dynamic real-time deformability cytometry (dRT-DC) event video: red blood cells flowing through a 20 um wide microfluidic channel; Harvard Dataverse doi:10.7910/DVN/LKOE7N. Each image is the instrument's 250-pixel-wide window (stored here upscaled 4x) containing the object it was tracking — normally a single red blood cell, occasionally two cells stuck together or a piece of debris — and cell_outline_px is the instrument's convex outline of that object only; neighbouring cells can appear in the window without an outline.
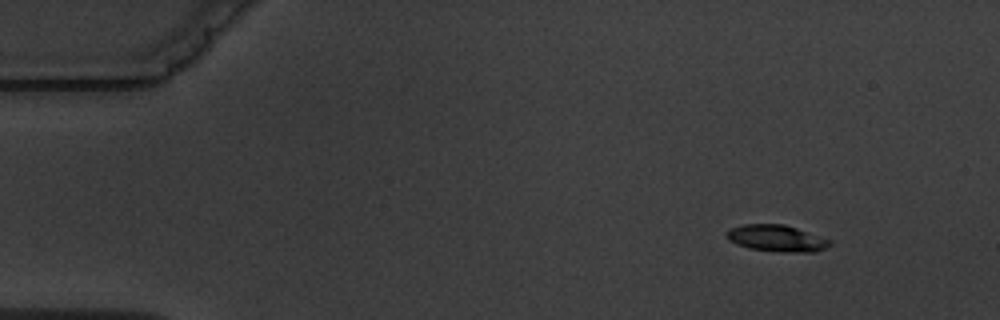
{"species": "common noctule bat (a hibernating species)", "species_latin": "Nyctalus noctula", "temperature_condition": "warm", "stored_images_in_passage": 5, "camera_frame_rate_fps": 3000, "um_per_image_px": 0.085, "animal": {"sex": "male", "body_mass_g": 19.5, "forearm_length_mm": 54.6}, "frame": {"image": 1, "passage_image": 1, "time_ms": 0.0, "image_size_px": [1000, 320], "cell_outline_px": [[832, 244], [816, 252], [780, 252], [748, 248], [736, 244], [728, 240], [724, 236], [724, 232], [728, 228], [744, 224], [784, 224], [832, 240]], "centroid_in_image_um": [65.96, 20.25], "position_along_channel_um": 19.0, "area_um2": 16.24}}
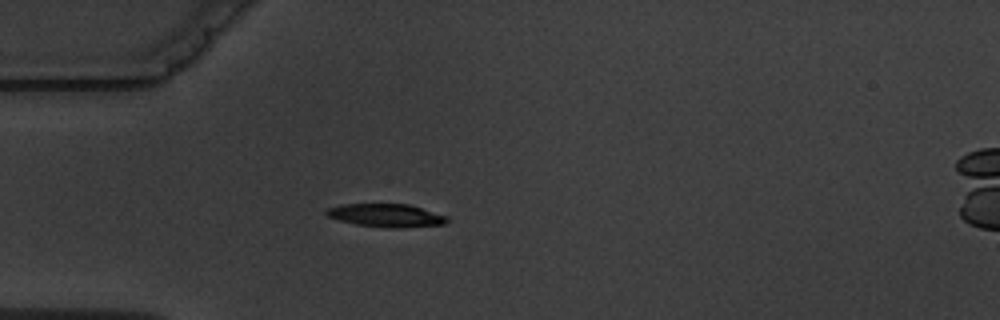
{"frame": {"image": 2, "passage_image": 4, "time_ms": 3.333, "image_size_px": [1000, 320], "cell_outline_px": [[448, 220], [444, 224], [392, 228], [356, 224], [340, 220], [328, 216], [324, 212], [328, 208], [340, 204], [408, 204], [448, 216]], "centroid_in_image_um": [32.81, 18.3], "position_along_channel_um": 52.2, "area_um2": 16.01}}